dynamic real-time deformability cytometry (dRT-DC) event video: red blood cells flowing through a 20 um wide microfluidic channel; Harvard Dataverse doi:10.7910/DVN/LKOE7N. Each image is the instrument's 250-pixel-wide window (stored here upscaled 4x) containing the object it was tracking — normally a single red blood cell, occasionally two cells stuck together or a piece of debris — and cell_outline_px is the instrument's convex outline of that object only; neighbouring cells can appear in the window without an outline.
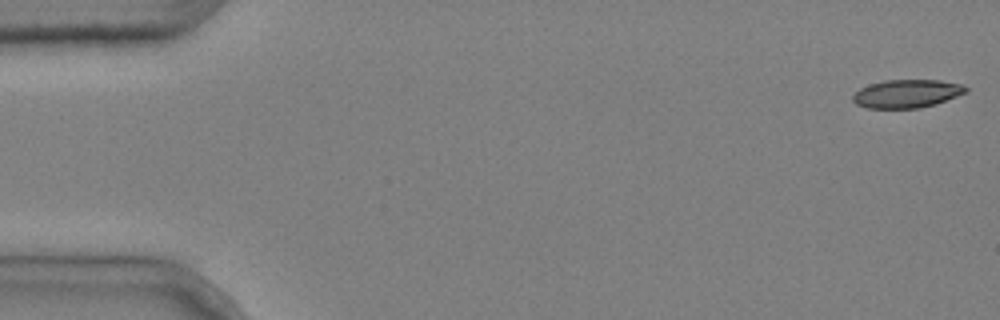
{"species": "common noctule bat (a hibernating species)", "species_latin": "Nyctalus noctula", "temperature_condition": "cold", "stored_images_in_passage": 4, "camera_frame_rate_fps": 3000, "um_per_image_px": 0.085, "animal": {"sex": "male", "body_mass_g": 20.4}, "frame": {"image": 1, "passage_image": 1, "time_ms": 0.0, "image_size_px": [1000, 320], "cell_outline_px": [[968, 92], [936, 104], [920, 108], [868, 108], [856, 104], [852, 100], [852, 96], [860, 88], [868, 84], [884, 80], [940, 80], [964, 84], [968, 88]], "centroid_in_image_um": [77.1, 7.95], "position_along_channel_um": 7.9, "area_um2": 18.79}}
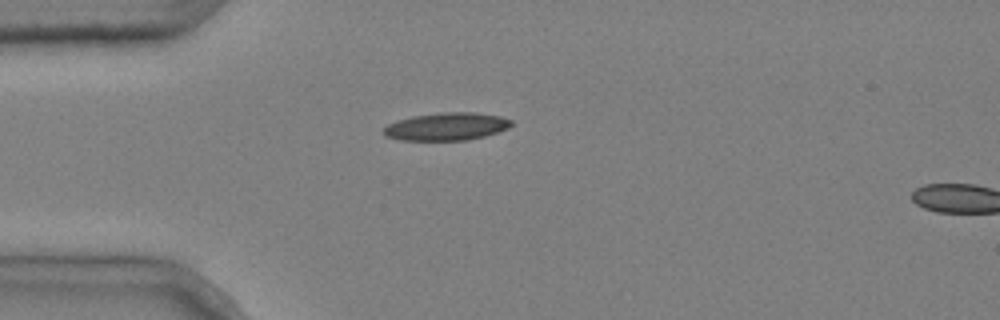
{"frame": {"image": 2, "passage_image": 4, "time_ms": 1.0, "image_size_px": [1000, 320], "cell_outline_px": [[512, 124], [508, 128], [484, 136], [468, 140], [400, 140], [384, 136], [384, 128], [388, 124], [396, 120], [412, 116], [444, 112], [476, 112], [500, 116], [512, 120]], "centroid_in_image_um": [37.94, 10.75], "position_along_channel_um": 47.1, "area_um2": 20.63}}